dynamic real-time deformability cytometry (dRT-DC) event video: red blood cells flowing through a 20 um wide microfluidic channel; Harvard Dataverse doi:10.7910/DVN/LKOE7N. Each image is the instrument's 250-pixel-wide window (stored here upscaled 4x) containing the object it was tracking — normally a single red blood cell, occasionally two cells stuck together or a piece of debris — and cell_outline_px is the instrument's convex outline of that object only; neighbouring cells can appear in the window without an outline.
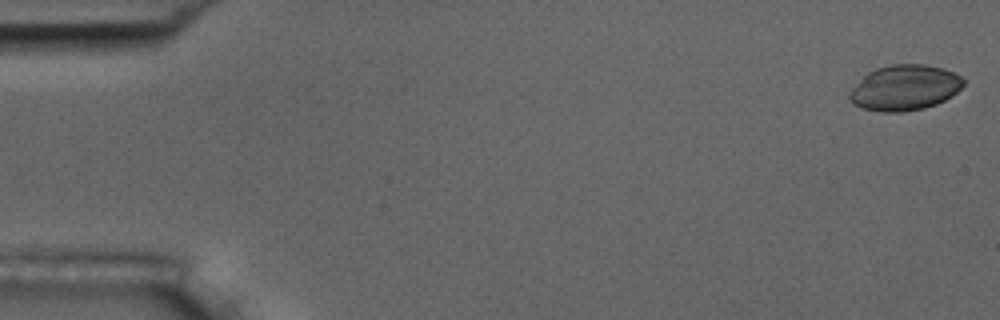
{"species": "common noctule bat (a hibernating species)", "species_latin": "Nyctalus noctula", "temperature_condition": "room temperature", "stored_images_in_passage": 5, "camera_frame_rate_fps": 3000, "um_per_image_px": 0.085, "animal": {"sex": "male", "body_mass_g": 17.5, "forearm_length_mm": 52.3}, "frame": {"image": 1, "passage_image": 1, "time_ms": 0.0, "image_size_px": [1000, 320], "cell_outline_px": [[964, 84], [952, 96], [936, 104], [924, 108], [904, 112], [880, 112], [864, 108], [852, 104], [848, 96], [848, 92], [868, 72], [876, 68], [892, 64], [924, 64], [944, 68], [960, 76], [964, 80]], "centroid_in_image_um": [76.88, 7.46], "position_along_channel_um": 8.1, "area_um2": 30.23}}
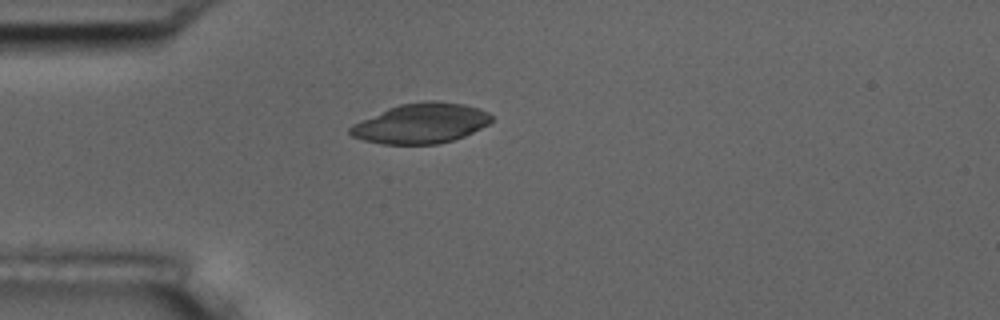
{"frame": {"image": 2, "passage_image": 5, "time_ms": 4.667, "image_size_px": [1000, 320], "cell_outline_px": [[492, 120], [488, 124], [464, 136], [452, 140], [436, 144], [384, 144], [364, 140], [352, 136], [348, 132], [348, 128], [352, 124], [388, 108], [400, 104], [428, 100], [436, 100], [464, 104], [480, 108], [488, 112], [492, 116]], "centroid_in_image_um": [35.78, 10.47], "position_along_channel_um": 49.2, "area_um2": 32.95}}